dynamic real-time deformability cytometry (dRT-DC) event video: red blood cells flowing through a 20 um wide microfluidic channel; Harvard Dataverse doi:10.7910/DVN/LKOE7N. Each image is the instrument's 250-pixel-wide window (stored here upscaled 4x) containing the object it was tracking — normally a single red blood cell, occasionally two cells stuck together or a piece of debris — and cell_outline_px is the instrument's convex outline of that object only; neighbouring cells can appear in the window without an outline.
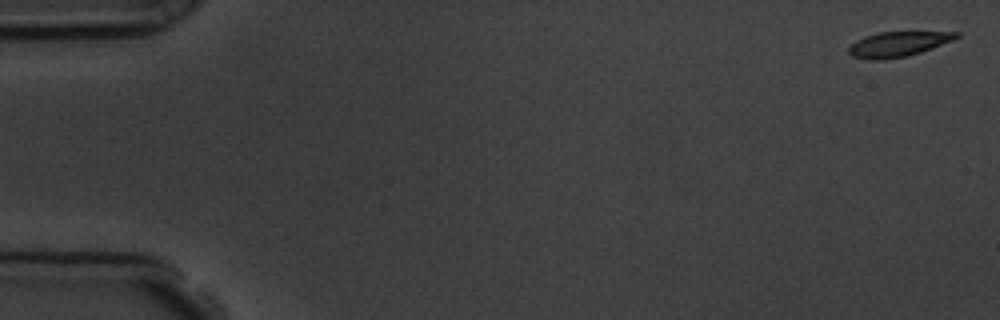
{"species": "common noctule bat (a hibernating species)", "species_latin": "Nyctalus noctula", "temperature_condition": "room temperature", "stored_images_in_passage": 5, "camera_frame_rate_fps": 3000, "um_per_image_px": 0.085, "animal": {"sex": "male", "body_mass_g": 19.5, "forearm_length_mm": 54.6}, "frame": {"image": 1, "passage_image": 5, "time_ms": 4.667, "image_size_px": [1000, 320], "cell_outline_px": [[960, 36], [952, 40], [932, 48], [920, 52], [904, 56], [880, 60], [868, 60], [852, 56], [848, 52], [848, 48], [856, 40], [864, 36], [880, 32], [960, 32]], "centroid_in_image_um": [76.3, 3.75], "position_along_channel_um": 8.7, "area_um2": 15.49}}